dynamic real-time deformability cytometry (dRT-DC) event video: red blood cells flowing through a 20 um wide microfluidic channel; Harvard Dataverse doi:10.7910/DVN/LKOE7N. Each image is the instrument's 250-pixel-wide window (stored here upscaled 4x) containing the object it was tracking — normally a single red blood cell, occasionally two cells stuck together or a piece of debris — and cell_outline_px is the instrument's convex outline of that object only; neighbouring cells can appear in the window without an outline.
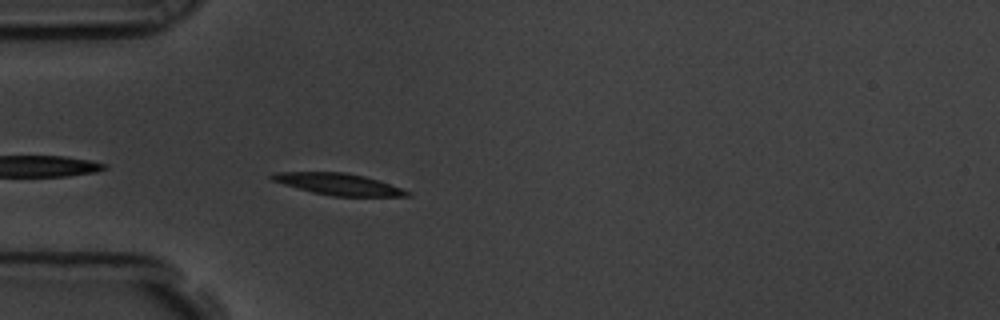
{"species": "common noctule bat (a hibernating species)", "species_latin": "Nyctalus noctula", "temperature_condition": "room temperature", "stored_images_in_passage": 34, "camera_frame_rate_fps": 3000, "um_per_image_px": 0.085, "animal": {"sex": "male", "body_mass_g": 19.5, "forearm_length_mm": 54.6}, "frame": {"image": 1, "passage_image": 3, "time_ms": 0.667, "image_size_px": [1000, 320], "cell_outline_px": [[412, 196], [332, 196], [312, 192], [284, 184], [272, 180], [268, 176], [276, 172], [344, 172], [364, 176], [412, 192]], "centroid_in_image_um": [28.75, 15.65], "position_along_channel_um": 56.2, "area_um2": 16.76}}
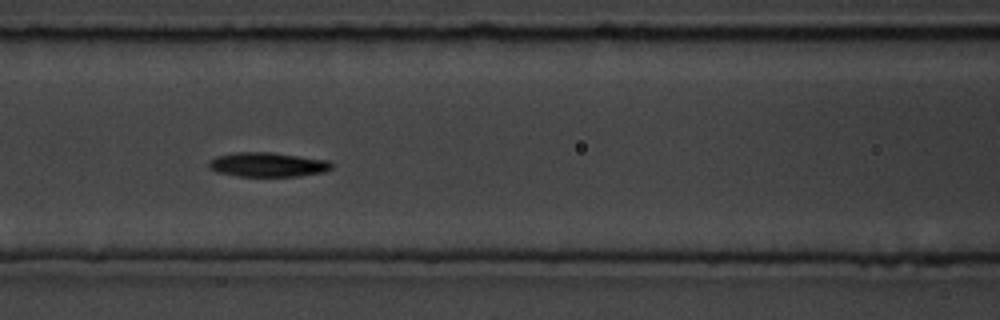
{"frame": {"image": 2, "passage_image": 11, "time_ms": 3.333, "image_size_px": [1000, 320], "cell_outline_px": [[332, 168], [324, 172], [300, 176], [240, 176], [216, 172], [208, 168], [208, 160], [216, 156], [236, 152], [272, 152], [328, 160], [332, 164]], "centroid_in_image_um": [22.72, 13.99], "position_along_channel_um": 143.9, "area_um2": 17.57}}
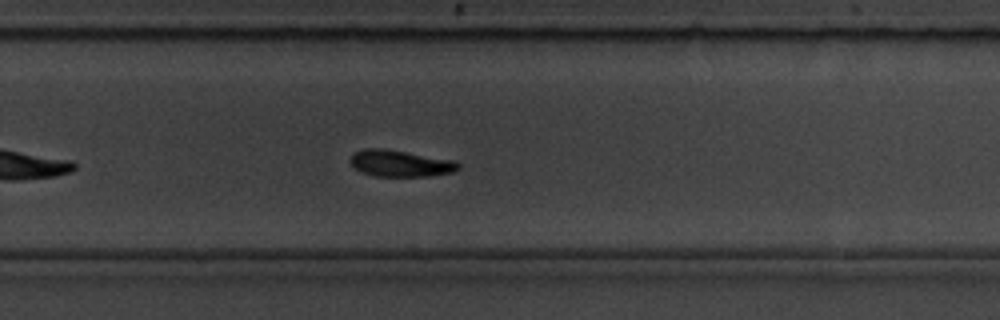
{"frame": {"image": 3, "passage_image": 24, "time_ms": 7.667, "image_size_px": [1000, 320], "cell_outline_px": [[460, 168], [452, 172], [432, 176], [372, 176], [360, 172], [352, 164], [352, 156], [356, 152], [364, 148], [384, 148], [456, 160], [460, 164]], "centroid_in_image_um": [34.07, 13.89], "position_along_channel_um": 295.7, "area_um2": 16.76}, "authors_computed_cell_mechanics": {"area_um2": 17.2244, "velocity_mm_per_s": 3.5141, "shape_relaxation_time_tau1_ms": 2.9052, "shape_relaxation_time_tau2_ms": null, "deformation_change_tau1": 0.1331, "deformation_change_tau2": null}}